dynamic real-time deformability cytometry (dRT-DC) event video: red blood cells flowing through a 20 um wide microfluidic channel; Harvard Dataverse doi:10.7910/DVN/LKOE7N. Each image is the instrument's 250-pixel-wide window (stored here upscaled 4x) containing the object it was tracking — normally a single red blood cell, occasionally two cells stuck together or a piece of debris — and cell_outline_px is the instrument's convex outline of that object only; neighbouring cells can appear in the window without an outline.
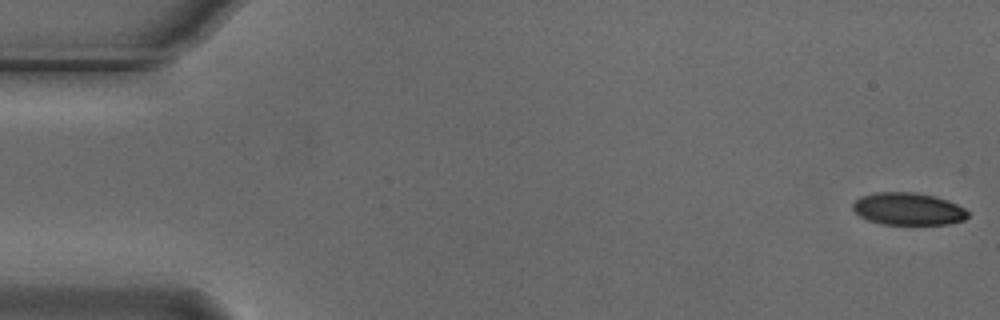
{"species": "Egyptian fruit bat (a non-hibernating species)", "species_latin": "Rousettus aegyptiacus", "temperature_condition": "cold", "stored_images_in_passage": 55, "camera_frame_rate_fps": 3000, "um_per_image_px": 0.085, "animal": {"sex": "male"}, "frame": {"image": 1, "passage_image": 1, "time_ms": 0.0, "image_size_px": [1000, 320], "cell_outline_px": [[968, 216], [964, 220], [948, 224], [880, 224], [868, 220], [860, 216], [852, 208], [852, 204], [860, 196], [876, 192], [916, 192], [936, 196], [948, 200], [964, 208], [968, 212]], "centroid_in_image_um": [77.19, 17.75], "position_along_channel_um": 7.8, "area_um2": 21.79}}
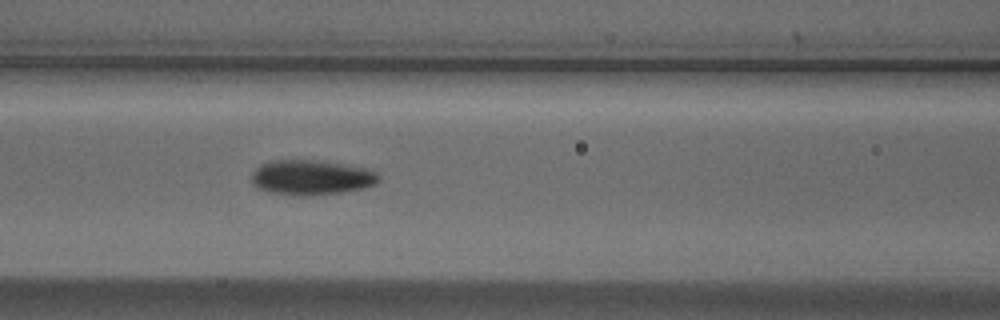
{"frame": {"image": 2, "passage_image": 23, "time_ms": 7.333, "image_size_px": [1000, 320], "cell_outline_px": [[380, 180], [376, 184], [364, 188], [340, 192], [304, 196], [296, 196], [268, 192], [256, 188], [252, 184], [252, 172], [260, 164], [272, 160], [312, 160], [340, 164], [364, 168], [376, 172], [380, 176]], "centroid_in_image_um": [26.42, 15.09], "position_along_channel_um": 140.2, "area_um2": 25.89}}
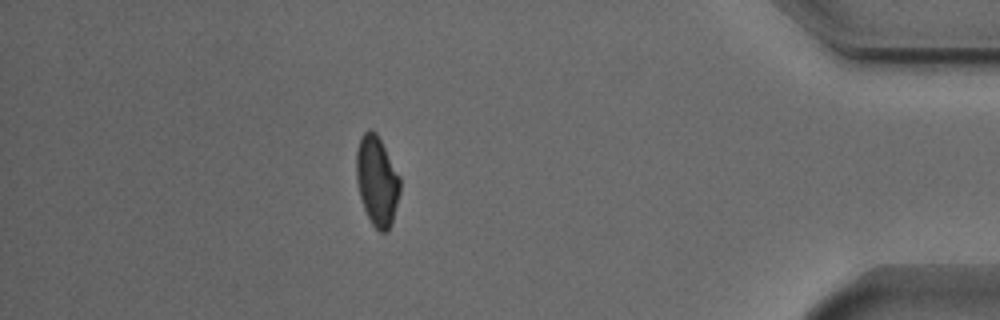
{"frame": {"image": 3, "passage_image": 48, "time_ms": 15.667, "image_size_px": [1000, 320], "cell_outline_px": [[400, 192], [392, 220], [388, 232], [380, 232], [372, 224], [364, 208], [360, 196], [356, 180], [356, 152], [360, 140], [364, 132], [368, 128], [372, 128], [376, 132], [400, 176]], "centroid_in_image_um": [32.04, 15.35], "position_along_channel_um": 403.2, "area_um2": 22.72}, "authors_computed_cell_mechanics": {"area_um2": 23.5246, "velocity_mm_per_s": 3.7253, "shape_relaxation_time_tau1_ms": 2.9735, "shape_relaxation_time_tau2_ms": 2.2863, "deformation_change_tau1": 0.105, "deformation_change_tau2": 0.0653}}